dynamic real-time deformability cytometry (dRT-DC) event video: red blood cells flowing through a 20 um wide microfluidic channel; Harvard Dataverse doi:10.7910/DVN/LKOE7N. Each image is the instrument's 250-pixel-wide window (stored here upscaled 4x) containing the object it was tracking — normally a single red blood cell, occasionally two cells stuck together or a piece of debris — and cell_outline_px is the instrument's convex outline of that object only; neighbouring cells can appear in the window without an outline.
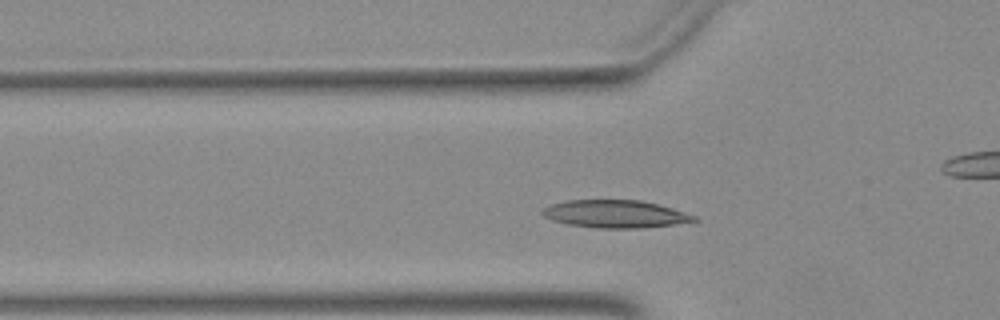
{"species": "Egyptian fruit bat (a non-hibernating species)", "species_latin": "Rousettus aegyptiacus", "temperature_condition": "warm", "stored_images_in_passage": 40, "camera_frame_rate_fps": 3000, "um_per_image_px": 0.085, "animal": {"sex": "female"}, "frame": {"image": 1, "passage_image": 11, "time_ms": 3.333, "image_size_px": [1000, 320], "cell_outline_px": [[700, 220], [676, 224], [644, 228], [596, 228], [568, 224], [552, 220], [544, 216], [540, 212], [544, 208], [552, 204], [568, 200], [640, 200], [672, 208], [696, 216]], "centroid_in_image_um": [52.31, 18.19], "position_along_channel_um": 73.5, "area_um2": 24.39}}
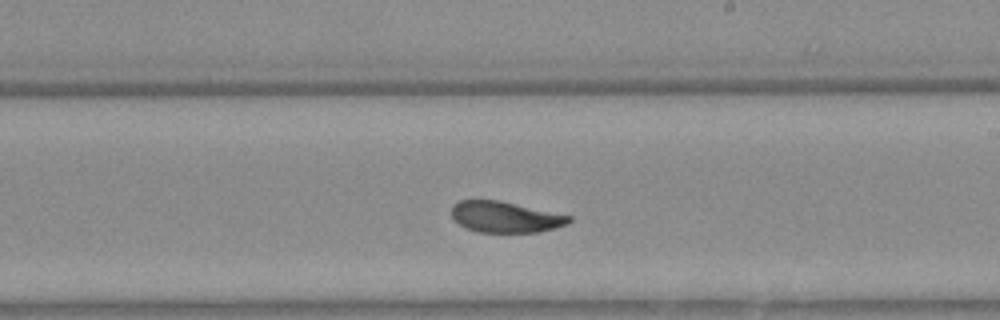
{"frame": {"image": 2, "passage_image": 24, "time_ms": 7.667, "image_size_px": [1000, 320], "cell_outline_px": [[572, 220], [568, 224], [556, 228], [540, 232], [476, 232], [464, 228], [452, 216], [452, 204], [460, 200], [500, 200], [572, 216]], "centroid_in_image_um": [42.96, 18.44], "position_along_channel_um": 246.0, "area_um2": 21.39}}
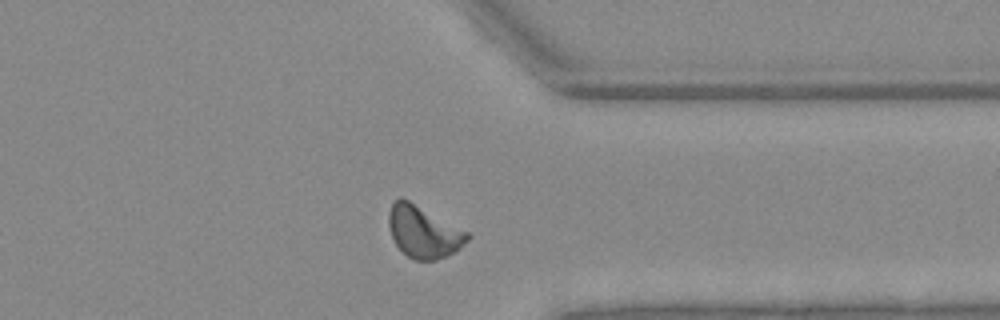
{"frame": {"image": 3, "passage_image": 34, "time_ms": 11.0, "image_size_px": [1000, 320], "cell_outline_px": [[472, 236], [468, 240], [448, 256], [436, 260], [416, 260], [408, 256], [396, 244], [392, 236], [388, 224], [388, 212], [392, 204], [400, 196], [408, 200], [468, 232]], "centroid_in_image_um": [35.99, 19.71], "position_along_channel_um": 375.4, "area_um2": 23.41}}